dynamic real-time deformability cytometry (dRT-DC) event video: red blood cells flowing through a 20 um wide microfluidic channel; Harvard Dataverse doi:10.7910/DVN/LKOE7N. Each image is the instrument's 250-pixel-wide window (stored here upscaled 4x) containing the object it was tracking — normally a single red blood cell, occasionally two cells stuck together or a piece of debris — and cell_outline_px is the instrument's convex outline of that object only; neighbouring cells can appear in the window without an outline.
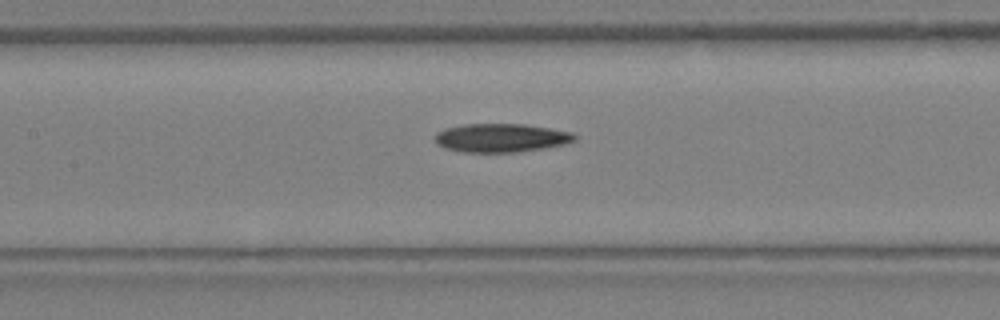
{"species": "Egyptian fruit bat (a non-hibernating species)", "species_latin": "Rousettus aegyptiacus", "temperature_condition": "warm", "stored_images_in_passage": 18, "camera_frame_rate_fps": 3000, "um_per_image_px": 0.085, "animal": {"sex": "female"}, "frame": {"image": 1, "passage_image": 11, "time_ms": 3.333, "image_size_px": [1000, 320], "cell_outline_px": [[576, 140], [564, 144], [544, 148], [520, 152], [464, 152], [444, 148], [436, 144], [436, 132], [444, 128], [464, 124], [524, 124], [572, 132], [576, 136]], "centroid_in_image_um": [42.57, 11.72], "position_along_channel_um": 164.8, "area_um2": 23.29}}
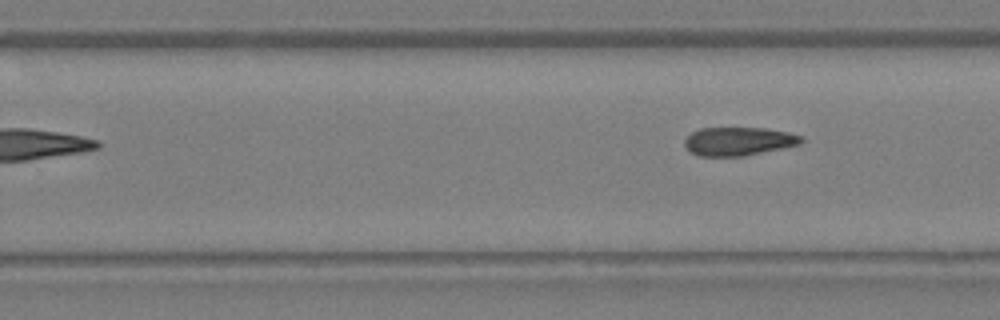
{"frame": {"image": 2, "passage_image": 18, "time_ms": 5.667, "image_size_px": [1000, 320], "cell_outline_px": [[804, 140], [800, 144], [744, 156], [700, 156], [692, 152], [684, 144], [684, 140], [692, 132], [700, 128], [764, 128], [788, 132], [804, 136]], "centroid_in_image_um": [62.8, 12.0], "position_along_channel_um": 267.0, "area_um2": 19.25}}